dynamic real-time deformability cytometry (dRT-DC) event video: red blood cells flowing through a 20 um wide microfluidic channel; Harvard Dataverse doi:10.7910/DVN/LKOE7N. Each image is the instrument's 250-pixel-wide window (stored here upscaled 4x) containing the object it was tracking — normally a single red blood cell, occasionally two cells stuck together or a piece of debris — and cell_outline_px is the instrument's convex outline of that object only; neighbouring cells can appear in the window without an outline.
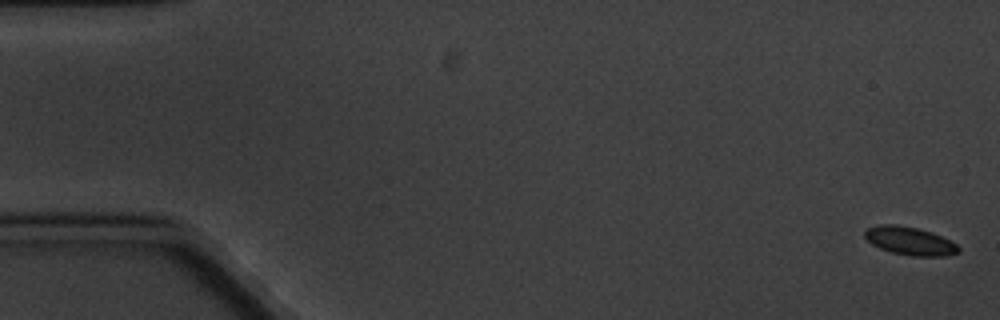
{"species": "common noctule bat (a hibernating species)", "species_latin": "Nyctalus noctula", "temperature_condition": "cold", "stored_images_in_passage": 8, "camera_frame_rate_fps": 3000, "um_per_image_px": 0.085, "animal": {"sex": "male", "body_mass_g": 20.1, "forearm_length_mm": 53.5}, "frame": {"image": 1, "passage_image": 1, "time_ms": 0.0, "image_size_px": [1000, 320], "cell_outline_px": [[960, 252], [944, 256], [912, 256], [892, 252], [880, 248], [872, 244], [864, 236], [864, 232], [868, 228], [880, 224], [896, 224], [916, 228], [932, 232], [956, 244], [960, 248]], "centroid_in_image_um": [77.33, 20.48], "position_along_channel_um": 7.7, "area_um2": 15.26}}
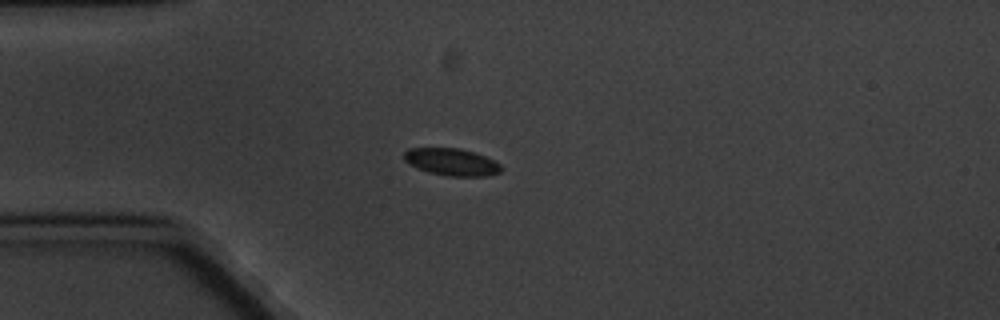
{"frame": {"image": 2, "passage_image": 5, "time_ms": 5.0, "image_size_px": [1000, 320], "cell_outline_px": [[504, 168], [500, 172], [484, 176], [448, 176], [428, 172], [416, 168], [408, 164], [404, 160], [404, 152], [408, 148], [460, 148], [484, 156], [500, 164]], "centroid_in_image_um": [38.35, 13.77], "position_along_channel_um": 46.6, "area_um2": 15.37}}